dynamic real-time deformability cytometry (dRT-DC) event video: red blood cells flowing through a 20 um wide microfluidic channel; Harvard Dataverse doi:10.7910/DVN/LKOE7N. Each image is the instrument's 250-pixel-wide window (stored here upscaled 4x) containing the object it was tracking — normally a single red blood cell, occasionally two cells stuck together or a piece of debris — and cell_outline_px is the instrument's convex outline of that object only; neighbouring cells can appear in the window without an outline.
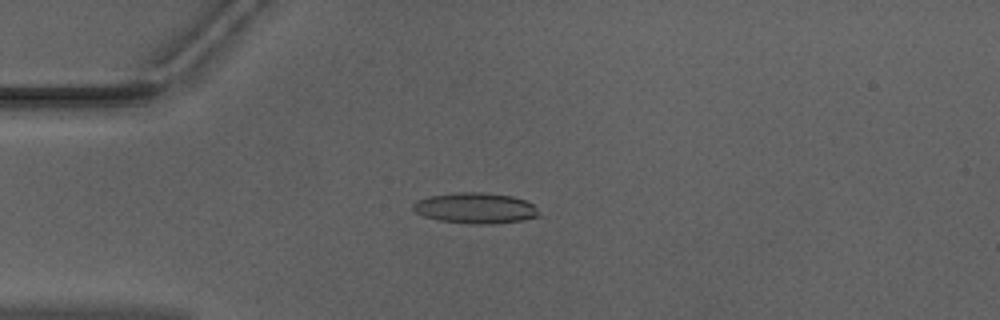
{"species": "Egyptian fruit bat (a non-hibernating species)", "species_latin": "Rousettus aegyptiacus", "temperature_condition": "warm", "stored_images_in_passage": 43, "camera_frame_rate_fps": 3000, "um_per_image_px": 0.085, "animal": {"sex": "male"}, "frame": {"image": 1, "passage_image": 5, "time_ms": 1.333, "image_size_px": [1000, 320], "cell_outline_px": [[540, 216], [520, 220], [488, 224], [468, 224], [440, 220], [424, 216], [416, 212], [412, 208], [412, 204], [416, 200], [428, 196], [456, 192], [480, 192], [512, 196], [524, 200], [532, 204], [536, 208]], "centroid_in_image_um": [40.36, 17.68], "position_along_channel_um": 44.6, "area_um2": 22.43}}
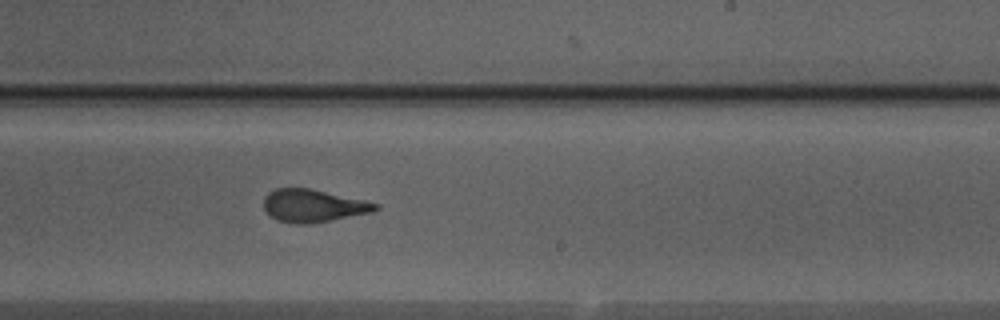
{"frame": {"image": 2, "passage_image": 23, "time_ms": 7.333, "image_size_px": [1000, 320], "cell_outline_px": [[380, 208], [372, 212], [308, 224], [292, 224], [276, 220], [268, 216], [264, 208], [264, 196], [268, 192], [276, 188], [312, 188], [364, 200], [380, 204]], "centroid_in_image_um": [26.59, 17.48], "position_along_channel_um": 262.4, "area_um2": 21.5}}
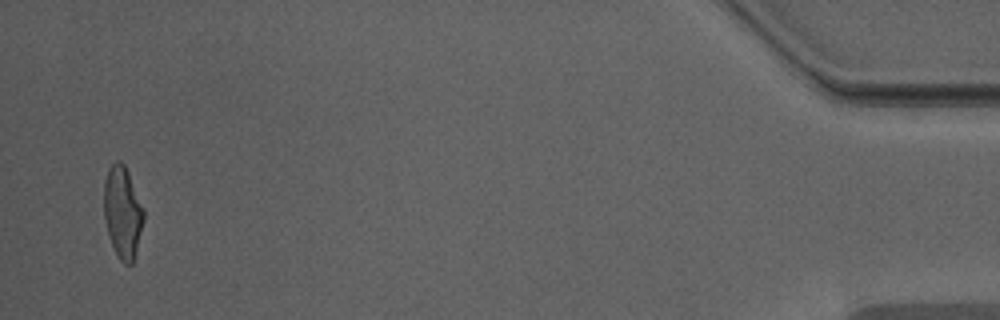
{"frame": {"image": 3, "passage_image": 42, "time_ms": 13.667, "image_size_px": [1000, 320], "cell_outline_px": [[144, 220], [132, 264], [124, 264], [120, 260], [112, 244], [108, 232], [104, 216], [104, 184], [108, 168], [116, 160], [120, 160], [124, 164], [128, 172], [144, 208]], "centroid_in_image_um": [10.42, 18.0], "position_along_channel_um": 424.8, "area_um2": 21.04}, "authors_computed_cell_mechanics": {"area_um2": 21.7906, "velocity_mm_per_s": 3.9684, "shape_relaxation_time_tau1_ms": 4.938, "shape_relaxation_time_tau2_ms": 1.3676, "deformation_change_tau1": 0.181, "deformation_change_tau2": 0.1001}}